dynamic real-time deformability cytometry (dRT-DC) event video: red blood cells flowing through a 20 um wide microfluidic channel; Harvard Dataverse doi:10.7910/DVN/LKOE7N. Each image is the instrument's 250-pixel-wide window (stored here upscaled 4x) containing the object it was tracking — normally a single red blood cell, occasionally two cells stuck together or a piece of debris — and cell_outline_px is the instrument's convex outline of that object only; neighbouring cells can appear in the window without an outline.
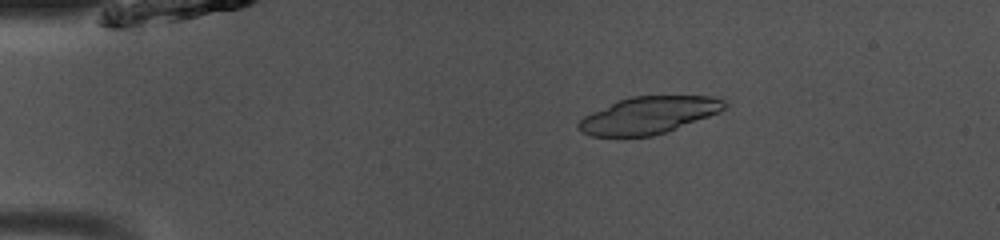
{"species": "common noctule bat (a hibernating species)", "species_latin": "Nyctalus noctula", "temperature_condition": "room temperature", "stored_images_in_passage": 28, "camera_frame_rate_fps": 3000, "um_per_image_px": 0.085, "animal": {"sex": "male", "body_mass_g": 13.0, "forearm_length_mm": 53.1}, "frame": {"image": 1, "passage_image": 9, "time_ms": 2.667, "image_size_px": [1000, 240], "cell_outline_px": [[728, 104], [720, 112], [664, 132], [652, 136], [592, 136], [580, 132], [576, 124], [584, 116], [616, 100], [632, 96], [712, 96], [728, 100]], "centroid_in_image_um": [55.13, 9.78], "position_along_channel_um": 29.9, "area_um2": 31.44}}